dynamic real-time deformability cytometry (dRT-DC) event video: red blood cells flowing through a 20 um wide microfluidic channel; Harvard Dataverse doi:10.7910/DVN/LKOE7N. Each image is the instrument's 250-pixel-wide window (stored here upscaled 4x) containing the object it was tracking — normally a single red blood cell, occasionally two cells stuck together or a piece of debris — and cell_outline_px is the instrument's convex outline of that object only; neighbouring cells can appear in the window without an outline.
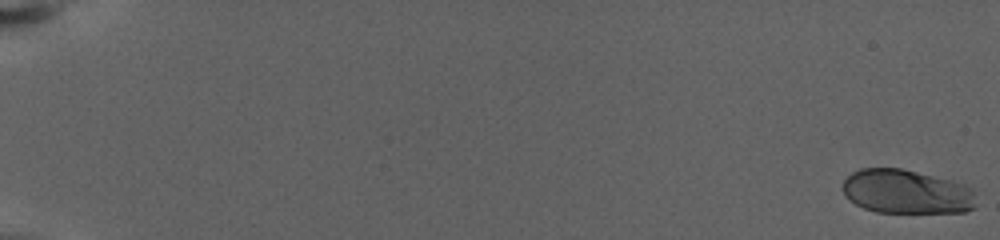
{"species": "human", "species_latin": "Homo sapiens", "temperature_condition": "warm", "stored_images_in_passage": 77, "camera_frame_rate_fps": 3000, "um_per_image_px": 0.085, "donor": {"sex": "female"}, "frame": {"image": 1, "passage_image": 1, "time_ms": 0.0, "image_size_px": [1000, 240], "cell_outline_px": [[972, 208], [964, 212], [876, 212], [864, 208], [856, 204], [844, 192], [844, 180], [852, 172], [860, 168], [900, 168], [964, 184], [972, 188]], "centroid_in_image_um": [77.01, 16.29], "position_along_channel_um": 8.0, "area_um2": 33.52}}
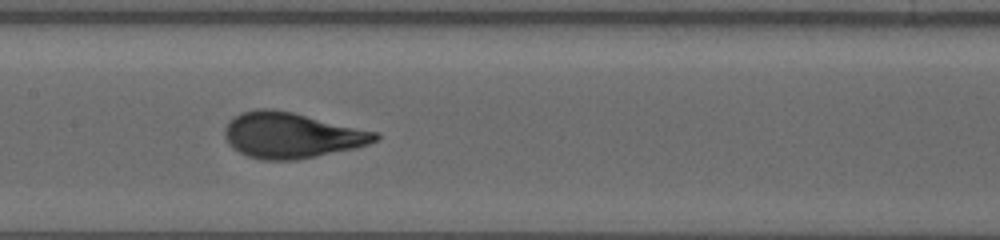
{"frame": {"image": 2, "passage_image": 42, "time_ms": 13.667, "image_size_px": [1000, 240], "cell_outline_px": [[380, 140], [356, 148], [296, 160], [260, 160], [248, 156], [232, 148], [228, 144], [224, 136], [224, 132], [228, 120], [240, 112], [256, 108], [272, 108], [292, 112], [376, 132], [380, 136]], "centroid_in_image_um": [24.73, 11.5], "position_along_channel_um": 182.7, "area_um2": 40.17}}
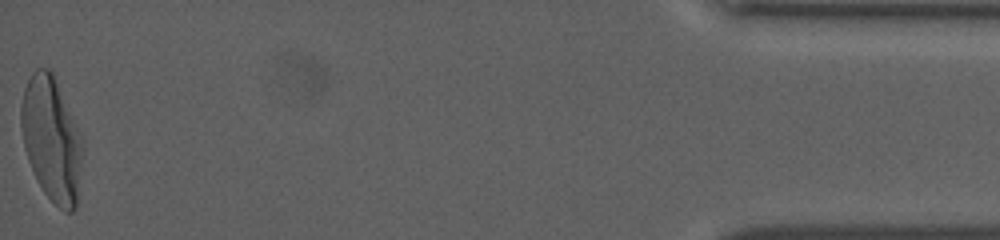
{"frame": {"image": 3, "passage_image": 77, "time_ms": 25.333, "image_size_px": [1000, 240], "cell_outline_px": [[84, 148], [76, 208], [72, 212], [64, 212], [44, 192], [36, 180], [28, 160], [24, 148], [20, 128], [20, 108], [24, 88], [32, 72], [36, 68], [48, 68], [52, 72], [84, 144]], "centroid_in_image_um": [4.37, 11.86], "position_along_channel_um": 430.8, "area_um2": 44.45}, "authors_computed_cell_mechanics": {"area_um2": 37.859, "velocity_mm_per_s": 2.827, "shape_relaxation_time_tau1_ms": 5.1742, "shape_relaxation_time_tau2_ms": null, "deformation_change_tau1": 0.2337, "deformation_change_tau2": null}}